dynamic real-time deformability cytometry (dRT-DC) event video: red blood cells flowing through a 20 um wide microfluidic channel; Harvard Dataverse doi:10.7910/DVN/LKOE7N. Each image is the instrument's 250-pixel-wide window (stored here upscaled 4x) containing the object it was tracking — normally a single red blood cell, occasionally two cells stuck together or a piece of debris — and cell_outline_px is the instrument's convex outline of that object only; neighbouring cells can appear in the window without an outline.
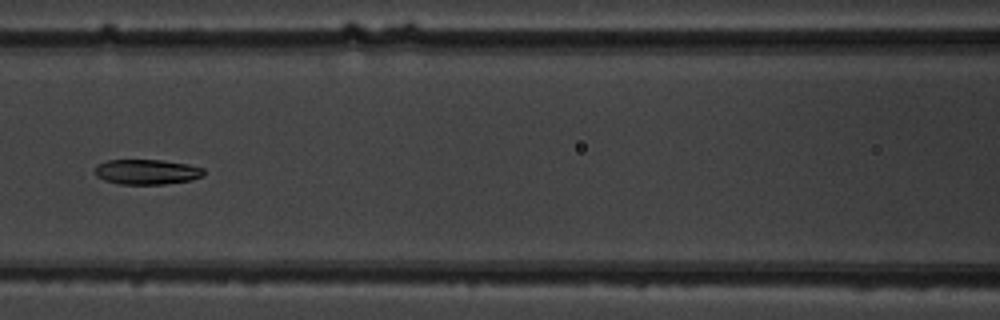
{"species": "common noctule bat (a hibernating species)", "species_latin": "Nyctalus noctula", "temperature_condition": "warm", "stored_images_in_passage": 10, "camera_frame_rate_fps": 3000, "um_per_image_px": 0.085, "animal": {"sex": "male", "body_mass_g": 19.5, "forearm_length_mm": 54.6}, "frame": {"image": 1, "passage_image": 7, "time_ms": 7.0, "image_size_px": [1000, 320], "cell_outline_px": [[204, 176], [192, 180], [164, 184], [120, 184], [104, 180], [96, 176], [96, 164], [108, 160], [160, 160], [188, 164], [204, 168]], "centroid_in_image_um": [12.5, 14.61], "position_along_channel_um": 154.1, "area_um2": 15.95}}
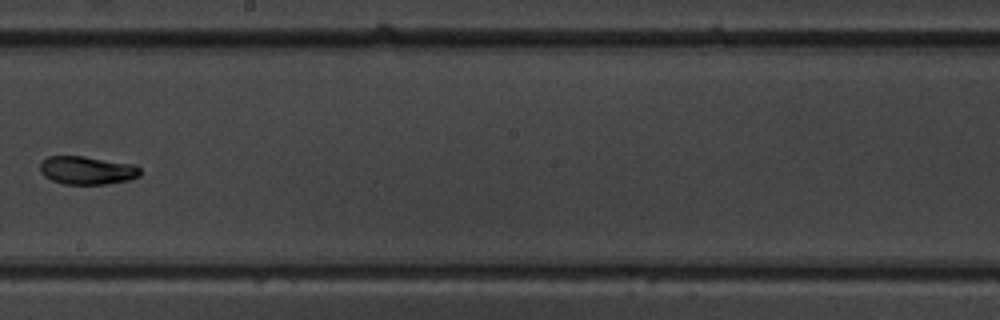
{"frame": {"image": 2, "passage_image": 9, "time_ms": 9.333, "image_size_px": [1000, 320], "cell_outline_px": [[140, 176], [128, 180], [108, 184], [64, 184], [52, 180], [44, 176], [40, 172], [40, 160], [48, 156], [84, 156], [136, 164], [140, 168]], "centroid_in_image_um": [7.4, 14.47], "position_along_channel_um": 240.8, "area_um2": 16.7}}
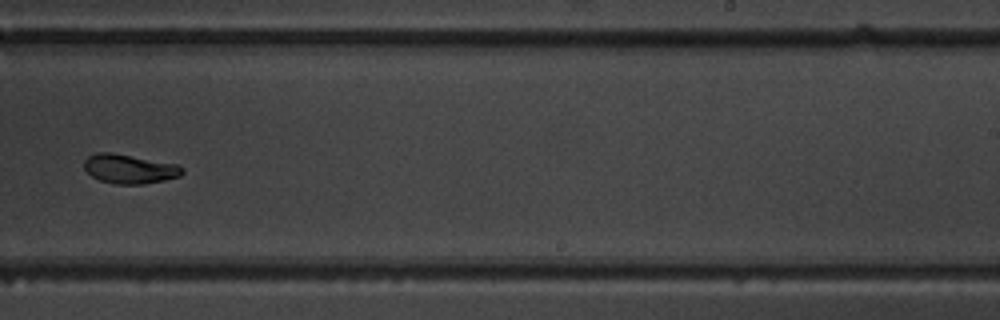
{"frame": {"image": 3, "passage_image": 10, "time_ms": 10.333, "image_size_px": [1000, 320], "cell_outline_px": [[184, 172], [180, 176], [164, 180], [144, 184], [116, 184], [100, 180], [92, 176], [84, 168], [84, 160], [88, 156], [96, 152], [112, 152], [180, 164], [184, 168]], "centroid_in_image_um": [11.04, 14.34], "position_along_channel_um": 278.0, "area_um2": 16.94}}